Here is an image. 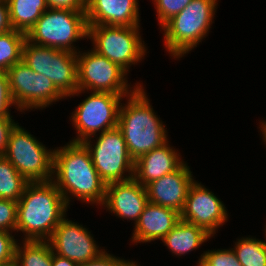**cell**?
<instances>
[{"label":"cell","instance_id":"cell-27","mask_svg":"<svg viewBox=\"0 0 266 266\" xmlns=\"http://www.w3.org/2000/svg\"><path fill=\"white\" fill-rule=\"evenodd\" d=\"M157 20L162 27L172 17L180 13L192 0H153Z\"/></svg>","mask_w":266,"mask_h":266},{"label":"cell","instance_id":"cell-13","mask_svg":"<svg viewBox=\"0 0 266 266\" xmlns=\"http://www.w3.org/2000/svg\"><path fill=\"white\" fill-rule=\"evenodd\" d=\"M204 185L196 182L189 187L180 219L202 227L212 237L228 220L224 203Z\"/></svg>","mask_w":266,"mask_h":266},{"label":"cell","instance_id":"cell-29","mask_svg":"<svg viewBox=\"0 0 266 266\" xmlns=\"http://www.w3.org/2000/svg\"><path fill=\"white\" fill-rule=\"evenodd\" d=\"M17 242L12 232L0 230V265H14Z\"/></svg>","mask_w":266,"mask_h":266},{"label":"cell","instance_id":"cell-18","mask_svg":"<svg viewBox=\"0 0 266 266\" xmlns=\"http://www.w3.org/2000/svg\"><path fill=\"white\" fill-rule=\"evenodd\" d=\"M180 220L174 209L148 202L134 225L132 243L162 240Z\"/></svg>","mask_w":266,"mask_h":266},{"label":"cell","instance_id":"cell-8","mask_svg":"<svg viewBox=\"0 0 266 266\" xmlns=\"http://www.w3.org/2000/svg\"><path fill=\"white\" fill-rule=\"evenodd\" d=\"M22 60L49 78L67 98L78 90L77 53L24 42Z\"/></svg>","mask_w":266,"mask_h":266},{"label":"cell","instance_id":"cell-4","mask_svg":"<svg viewBox=\"0 0 266 266\" xmlns=\"http://www.w3.org/2000/svg\"><path fill=\"white\" fill-rule=\"evenodd\" d=\"M217 2V0H192L160 28L164 31L165 48L171 57L173 56L175 60L182 58L207 37L214 23Z\"/></svg>","mask_w":266,"mask_h":266},{"label":"cell","instance_id":"cell-11","mask_svg":"<svg viewBox=\"0 0 266 266\" xmlns=\"http://www.w3.org/2000/svg\"><path fill=\"white\" fill-rule=\"evenodd\" d=\"M83 143L90 151L93 165L106 185L133 178L134 161L118 128L100 133L94 143L91 138Z\"/></svg>","mask_w":266,"mask_h":266},{"label":"cell","instance_id":"cell-10","mask_svg":"<svg viewBox=\"0 0 266 266\" xmlns=\"http://www.w3.org/2000/svg\"><path fill=\"white\" fill-rule=\"evenodd\" d=\"M127 95L91 91L72 112L71 122L78 136L71 141L84 142L88 138L94 139L97 132L117 128L121 101Z\"/></svg>","mask_w":266,"mask_h":266},{"label":"cell","instance_id":"cell-5","mask_svg":"<svg viewBox=\"0 0 266 266\" xmlns=\"http://www.w3.org/2000/svg\"><path fill=\"white\" fill-rule=\"evenodd\" d=\"M88 39L85 11L48 8L27 32L26 39L36 45L78 53L73 44Z\"/></svg>","mask_w":266,"mask_h":266},{"label":"cell","instance_id":"cell-3","mask_svg":"<svg viewBox=\"0 0 266 266\" xmlns=\"http://www.w3.org/2000/svg\"><path fill=\"white\" fill-rule=\"evenodd\" d=\"M125 99L126 104L121 103L120 106L117 128L122 132L129 155L135 162L142 155L169 142L168 134L143 85Z\"/></svg>","mask_w":266,"mask_h":266},{"label":"cell","instance_id":"cell-35","mask_svg":"<svg viewBox=\"0 0 266 266\" xmlns=\"http://www.w3.org/2000/svg\"><path fill=\"white\" fill-rule=\"evenodd\" d=\"M52 266H78L74 261L53 253Z\"/></svg>","mask_w":266,"mask_h":266},{"label":"cell","instance_id":"cell-23","mask_svg":"<svg viewBox=\"0 0 266 266\" xmlns=\"http://www.w3.org/2000/svg\"><path fill=\"white\" fill-rule=\"evenodd\" d=\"M28 183L7 158L0 156V199L18 202Z\"/></svg>","mask_w":266,"mask_h":266},{"label":"cell","instance_id":"cell-24","mask_svg":"<svg viewBox=\"0 0 266 266\" xmlns=\"http://www.w3.org/2000/svg\"><path fill=\"white\" fill-rule=\"evenodd\" d=\"M25 41L26 34L18 30L0 34V71H7L22 60Z\"/></svg>","mask_w":266,"mask_h":266},{"label":"cell","instance_id":"cell-26","mask_svg":"<svg viewBox=\"0 0 266 266\" xmlns=\"http://www.w3.org/2000/svg\"><path fill=\"white\" fill-rule=\"evenodd\" d=\"M197 266H242L232 248L208 250L201 254Z\"/></svg>","mask_w":266,"mask_h":266},{"label":"cell","instance_id":"cell-7","mask_svg":"<svg viewBox=\"0 0 266 266\" xmlns=\"http://www.w3.org/2000/svg\"><path fill=\"white\" fill-rule=\"evenodd\" d=\"M92 49L118 64L127 73L146 55V45L140 35V26L88 25Z\"/></svg>","mask_w":266,"mask_h":266},{"label":"cell","instance_id":"cell-14","mask_svg":"<svg viewBox=\"0 0 266 266\" xmlns=\"http://www.w3.org/2000/svg\"><path fill=\"white\" fill-rule=\"evenodd\" d=\"M91 232L83 225L66 219L60 221L48 240L54 254L65 257L76 264L96 259L105 249L99 248Z\"/></svg>","mask_w":266,"mask_h":266},{"label":"cell","instance_id":"cell-15","mask_svg":"<svg viewBox=\"0 0 266 266\" xmlns=\"http://www.w3.org/2000/svg\"><path fill=\"white\" fill-rule=\"evenodd\" d=\"M148 202L146 187L132 178L107 184L101 206L118 218L133 220L135 224Z\"/></svg>","mask_w":266,"mask_h":266},{"label":"cell","instance_id":"cell-6","mask_svg":"<svg viewBox=\"0 0 266 266\" xmlns=\"http://www.w3.org/2000/svg\"><path fill=\"white\" fill-rule=\"evenodd\" d=\"M28 182L53 179L54 149H47L17 123L12 129L3 154Z\"/></svg>","mask_w":266,"mask_h":266},{"label":"cell","instance_id":"cell-2","mask_svg":"<svg viewBox=\"0 0 266 266\" xmlns=\"http://www.w3.org/2000/svg\"><path fill=\"white\" fill-rule=\"evenodd\" d=\"M68 207L52 180L29 182L18 200L16 231L25 241H48Z\"/></svg>","mask_w":266,"mask_h":266},{"label":"cell","instance_id":"cell-25","mask_svg":"<svg viewBox=\"0 0 266 266\" xmlns=\"http://www.w3.org/2000/svg\"><path fill=\"white\" fill-rule=\"evenodd\" d=\"M242 266H266V243L254 237H242L232 248Z\"/></svg>","mask_w":266,"mask_h":266},{"label":"cell","instance_id":"cell-17","mask_svg":"<svg viewBox=\"0 0 266 266\" xmlns=\"http://www.w3.org/2000/svg\"><path fill=\"white\" fill-rule=\"evenodd\" d=\"M138 0H86L87 25L140 26Z\"/></svg>","mask_w":266,"mask_h":266},{"label":"cell","instance_id":"cell-20","mask_svg":"<svg viewBox=\"0 0 266 266\" xmlns=\"http://www.w3.org/2000/svg\"><path fill=\"white\" fill-rule=\"evenodd\" d=\"M211 237L202 227L180 219L161 241L179 257L199 248Z\"/></svg>","mask_w":266,"mask_h":266},{"label":"cell","instance_id":"cell-1","mask_svg":"<svg viewBox=\"0 0 266 266\" xmlns=\"http://www.w3.org/2000/svg\"><path fill=\"white\" fill-rule=\"evenodd\" d=\"M52 181L68 206L72 197L96 206L104 201L106 184L99 177L83 142L70 141L64 147L54 149Z\"/></svg>","mask_w":266,"mask_h":266},{"label":"cell","instance_id":"cell-12","mask_svg":"<svg viewBox=\"0 0 266 266\" xmlns=\"http://www.w3.org/2000/svg\"><path fill=\"white\" fill-rule=\"evenodd\" d=\"M6 74L15 108L22 113L66 99L49 78L34 72L23 60L15 63Z\"/></svg>","mask_w":266,"mask_h":266},{"label":"cell","instance_id":"cell-33","mask_svg":"<svg viewBox=\"0 0 266 266\" xmlns=\"http://www.w3.org/2000/svg\"><path fill=\"white\" fill-rule=\"evenodd\" d=\"M51 9H69L73 11H85L86 0H46Z\"/></svg>","mask_w":266,"mask_h":266},{"label":"cell","instance_id":"cell-34","mask_svg":"<svg viewBox=\"0 0 266 266\" xmlns=\"http://www.w3.org/2000/svg\"><path fill=\"white\" fill-rule=\"evenodd\" d=\"M13 30L10 18L9 7L6 0H0V34Z\"/></svg>","mask_w":266,"mask_h":266},{"label":"cell","instance_id":"cell-21","mask_svg":"<svg viewBox=\"0 0 266 266\" xmlns=\"http://www.w3.org/2000/svg\"><path fill=\"white\" fill-rule=\"evenodd\" d=\"M9 18L14 30L25 34L35 25L49 7L46 0H6Z\"/></svg>","mask_w":266,"mask_h":266},{"label":"cell","instance_id":"cell-32","mask_svg":"<svg viewBox=\"0 0 266 266\" xmlns=\"http://www.w3.org/2000/svg\"><path fill=\"white\" fill-rule=\"evenodd\" d=\"M12 118L13 117L0 118V156H3L5 153L10 133L17 124Z\"/></svg>","mask_w":266,"mask_h":266},{"label":"cell","instance_id":"cell-36","mask_svg":"<svg viewBox=\"0 0 266 266\" xmlns=\"http://www.w3.org/2000/svg\"><path fill=\"white\" fill-rule=\"evenodd\" d=\"M260 124L261 126L259 127V129L261 128L260 131H262L261 136H262L263 141L265 142L264 144H266V124L264 123V120Z\"/></svg>","mask_w":266,"mask_h":266},{"label":"cell","instance_id":"cell-16","mask_svg":"<svg viewBox=\"0 0 266 266\" xmlns=\"http://www.w3.org/2000/svg\"><path fill=\"white\" fill-rule=\"evenodd\" d=\"M194 181L190 167L184 163L174 172L151 181L145 186L148 201L181 213L189 187Z\"/></svg>","mask_w":266,"mask_h":266},{"label":"cell","instance_id":"cell-31","mask_svg":"<svg viewBox=\"0 0 266 266\" xmlns=\"http://www.w3.org/2000/svg\"><path fill=\"white\" fill-rule=\"evenodd\" d=\"M135 263L136 261H128L104 251L96 259L79 264L78 266H133Z\"/></svg>","mask_w":266,"mask_h":266},{"label":"cell","instance_id":"cell-28","mask_svg":"<svg viewBox=\"0 0 266 266\" xmlns=\"http://www.w3.org/2000/svg\"><path fill=\"white\" fill-rule=\"evenodd\" d=\"M18 202L10 199H0V230L16 231Z\"/></svg>","mask_w":266,"mask_h":266},{"label":"cell","instance_id":"cell-9","mask_svg":"<svg viewBox=\"0 0 266 266\" xmlns=\"http://www.w3.org/2000/svg\"><path fill=\"white\" fill-rule=\"evenodd\" d=\"M82 52L77 53L78 90L68 97L78 96L86 91L131 94L142 85L138 82L130 87L128 73L95 50Z\"/></svg>","mask_w":266,"mask_h":266},{"label":"cell","instance_id":"cell-22","mask_svg":"<svg viewBox=\"0 0 266 266\" xmlns=\"http://www.w3.org/2000/svg\"><path fill=\"white\" fill-rule=\"evenodd\" d=\"M17 242L14 266H52L53 249L49 241Z\"/></svg>","mask_w":266,"mask_h":266},{"label":"cell","instance_id":"cell-19","mask_svg":"<svg viewBox=\"0 0 266 266\" xmlns=\"http://www.w3.org/2000/svg\"><path fill=\"white\" fill-rule=\"evenodd\" d=\"M178 150L166 142L134 162L133 178L142 186L180 168L185 161Z\"/></svg>","mask_w":266,"mask_h":266},{"label":"cell","instance_id":"cell-30","mask_svg":"<svg viewBox=\"0 0 266 266\" xmlns=\"http://www.w3.org/2000/svg\"><path fill=\"white\" fill-rule=\"evenodd\" d=\"M15 106L9 91L6 71H0V118L13 117L10 107Z\"/></svg>","mask_w":266,"mask_h":266}]
</instances>
